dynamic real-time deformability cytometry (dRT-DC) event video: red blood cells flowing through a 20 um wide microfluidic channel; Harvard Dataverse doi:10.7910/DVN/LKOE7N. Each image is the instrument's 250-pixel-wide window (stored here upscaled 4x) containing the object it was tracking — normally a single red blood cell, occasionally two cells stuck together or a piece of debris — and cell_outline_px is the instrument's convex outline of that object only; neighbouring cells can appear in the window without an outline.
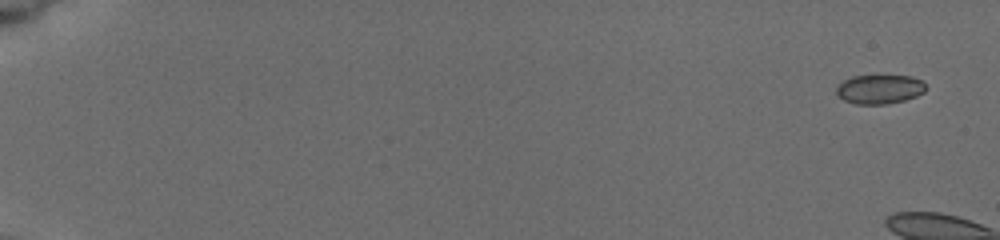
{"species": "common noctule bat (a hibernating species)", "species_latin": "Nyctalus noctula", "temperature_condition": "cold", "stored_images_in_passage": 4, "camera_frame_rate_fps": 3000, "um_per_image_px": 0.085, "animal": {"sex": "female", "body_mass_g": 19.5, "forearm_length_mm": 54.1}, "frame": {"image": 1, "passage_image": 1, "time_ms": 0.0, "image_size_px": [1000, 240], "cell_outline_px": [[928, 88], [924, 92], [916, 96], [904, 100], [884, 104], [856, 104], [844, 100], [836, 92], [836, 88], [844, 80], [852, 76], [912, 76], [924, 80]], "centroid_in_image_um": [74.82, 7.57], "position_along_channel_um": 10.2, "area_um2": 15.2}}